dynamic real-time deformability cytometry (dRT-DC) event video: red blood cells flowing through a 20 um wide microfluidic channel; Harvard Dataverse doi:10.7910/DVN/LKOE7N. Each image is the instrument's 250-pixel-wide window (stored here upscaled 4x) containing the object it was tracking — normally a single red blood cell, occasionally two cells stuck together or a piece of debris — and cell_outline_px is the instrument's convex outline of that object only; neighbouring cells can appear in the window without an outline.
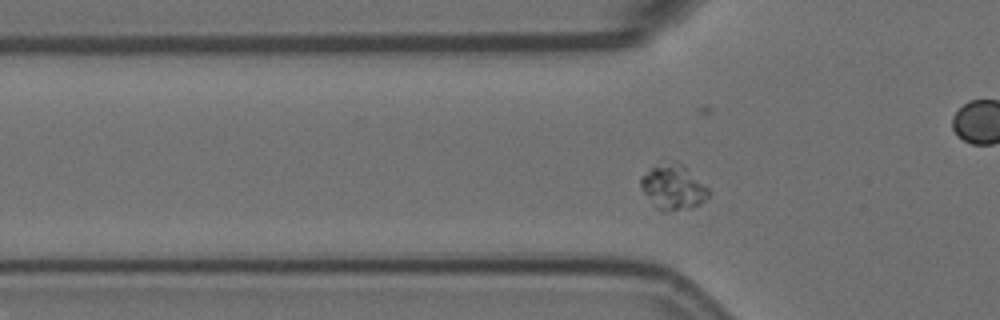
{"species": "Egyptian fruit bat (a non-hibernating species)", "species_latin": "Rousettus aegyptiacus", "temperature_condition": "room temperature", "stored_images_in_passage": 51, "camera_frame_rate_fps": 3000, "um_per_image_px": 0.085, "animal": {"sex": "female"}, "frame": {"image": 1, "passage_image": 10, "time_ms": 3.0, "image_size_px": [1000, 320], "cell_outline_px": [[712, 192], [700, 204], [688, 208], [664, 212], [660, 212], [656, 208], [640, 188], [640, 176], [652, 168], [680, 164], [684, 164]], "centroid_in_image_um": [57.23, 15.97], "position_along_channel_um": 68.6, "area_um2": 17.28}}
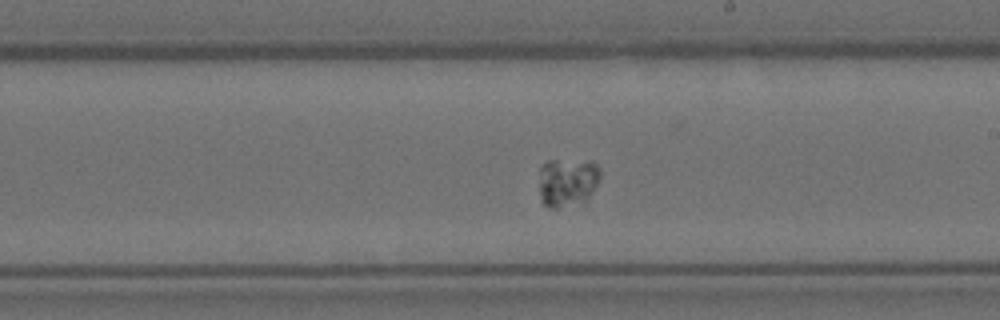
{"frame": {"image": 2, "passage_image": 25, "time_ms": 8.0, "image_size_px": [1000, 320], "cell_outline_px": [[600, 176], [596, 184], [588, 196], [584, 200], [556, 208], [548, 208], [540, 200], [540, 164], [548, 160], [592, 160], [600, 168]], "centroid_in_image_um": [48.2, 15.43], "position_along_channel_um": 240.8, "area_um2": 17.28}}
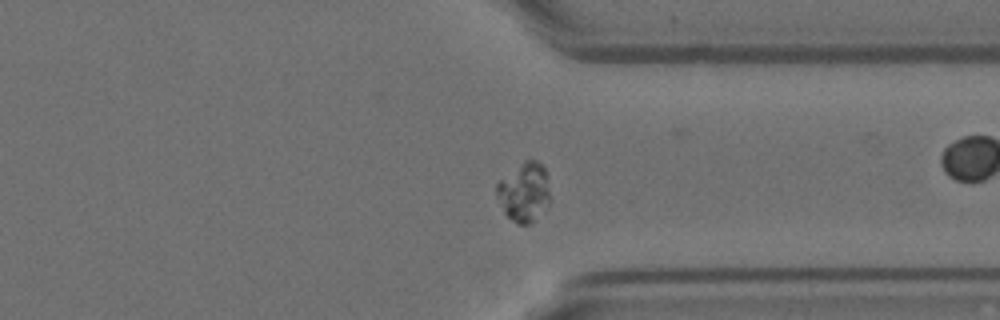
{"frame": {"image": 3, "passage_image": 36, "time_ms": 11.667, "image_size_px": [1000, 320], "cell_outline_px": [[548, 204], [532, 224], [516, 224], [504, 212], [496, 196], [496, 184], [500, 180], [524, 160], [536, 160], [544, 168], [548, 176]], "centroid_in_image_um": [44.54, 16.34], "position_along_channel_um": 366.9, "area_um2": 18.26}}